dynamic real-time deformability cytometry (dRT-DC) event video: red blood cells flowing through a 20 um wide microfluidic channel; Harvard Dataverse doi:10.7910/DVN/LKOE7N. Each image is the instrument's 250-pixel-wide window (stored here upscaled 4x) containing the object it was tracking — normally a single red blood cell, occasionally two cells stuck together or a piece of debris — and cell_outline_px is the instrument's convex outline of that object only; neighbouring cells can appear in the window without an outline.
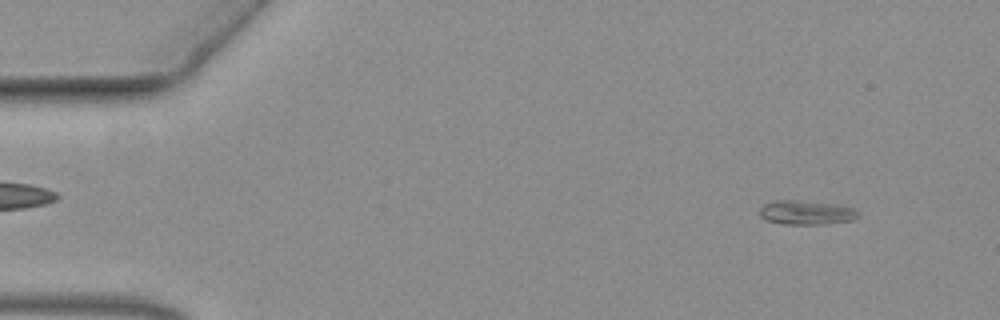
{"species": "common noctule bat (a hibernating species)", "species_latin": "Nyctalus noctula", "temperature_condition": "warm", "stored_images_in_passage": 13, "camera_frame_rate_fps": 3000, "um_per_image_px": 0.085, "animal": {"sex": "female", "body_mass_g": 19.3, "forearm_length_mm": 54.1}, "frame": {"image": 1, "passage_image": 5, "time_ms": 1.333, "image_size_px": [1000, 320], "cell_outline_px": [[860, 216], [852, 220], [828, 224], [784, 224], [764, 220], [760, 216], [760, 208], [764, 204], [772, 200], [800, 200], [836, 204], [852, 208], [860, 212]], "centroid_in_image_um": [68.53, 18.06], "position_along_channel_um": 16.5, "area_um2": 14.1}}